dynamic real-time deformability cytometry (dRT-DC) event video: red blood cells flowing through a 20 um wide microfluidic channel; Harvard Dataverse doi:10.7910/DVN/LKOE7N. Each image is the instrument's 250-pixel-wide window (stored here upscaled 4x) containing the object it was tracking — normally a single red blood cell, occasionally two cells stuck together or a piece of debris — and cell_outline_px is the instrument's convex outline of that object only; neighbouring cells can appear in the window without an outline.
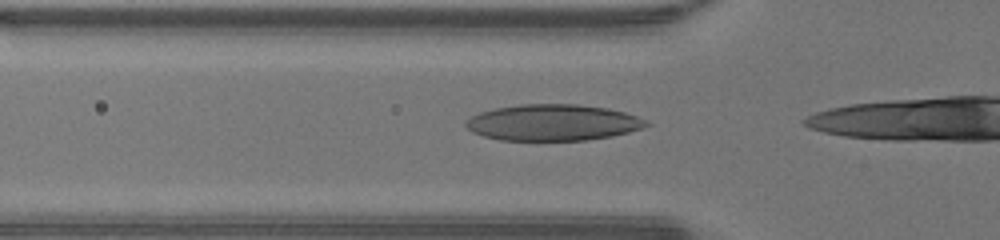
{"species": "human", "species_latin": "Homo sapiens", "temperature_condition": "warm", "stored_images_in_passage": 16, "camera_frame_rate_fps": 3000, "um_per_image_px": 0.085, "donor": {"sex": "male"}, "frame": {"image": 1, "passage_image": 11, "time_ms": 3.333, "image_size_px": [1000, 240], "cell_outline_px": [[652, 124], [628, 132], [612, 136], [588, 140], [500, 140], [484, 136], [472, 132], [464, 124], [464, 120], [480, 112], [496, 108], [520, 104], [580, 104], [608, 108], [624, 112], [648, 120]], "centroid_in_image_um": [47.0, 10.41], "position_along_channel_um": 78.8, "area_um2": 38.21}}
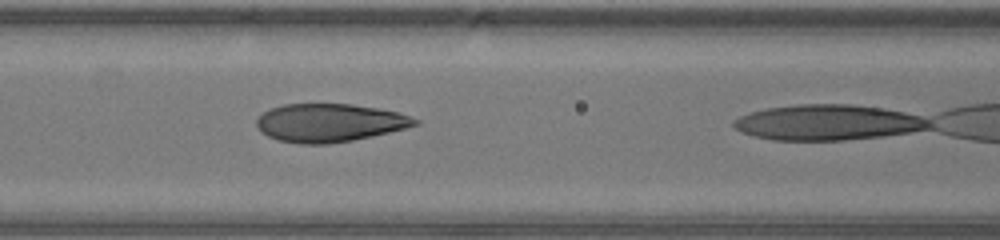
{"frame": {"image": 2, "passage_image": 15, "time_ms": 4.667, "image_size_px": [1000, 240], "cell_outline_px": [[420, 124], [372, 136], [352, 140], [328, 144], [300, 144], [280, 140], [268, 136], [260, 132], [256, 124], [256, 120], [264, 112], [272, 108], [284, 104], [352, 104], [400, 112], [420, 120]], "centroid_in_image_um": [28.02, 10.43], "position_along_channel_um": 138.6, "area_um2": 35.14}}